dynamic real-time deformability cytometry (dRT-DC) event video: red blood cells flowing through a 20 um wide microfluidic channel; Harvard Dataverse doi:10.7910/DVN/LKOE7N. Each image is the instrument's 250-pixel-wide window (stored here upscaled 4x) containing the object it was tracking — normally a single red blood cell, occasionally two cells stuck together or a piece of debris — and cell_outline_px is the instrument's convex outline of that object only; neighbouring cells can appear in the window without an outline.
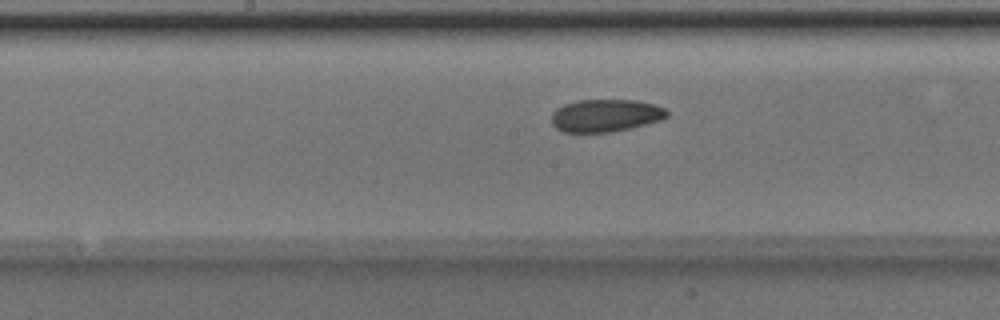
{"species": "Egyptian fruit bat (a non-hibernating species)", "species_latin": "Rousettus aegyptiacus", "temperature_condition": "room temperature", "stored_images_in_passage": 47, "camera_frame_rate_fps": 3000, "um_per_image_px": 0.085, "animal": {"sex": "male"}, "frame": {"image": 1, "passage_image": 22, "time_ms": 7.0, "image_size_px": [1000, 320], "cell_outline_px": [[668, 116], [660, 120], [612, 132], [564, 132], [556, 128], [552, 124], [552, 112], [556, 108], [564, 104], [576, 100], [636, 100], [656, 104], [664, 108], [668, 112]], "centroid_in_image_um": [51.45, 9.81], "position_along_channel_um": 196.7, "area_um2": 21.91}}
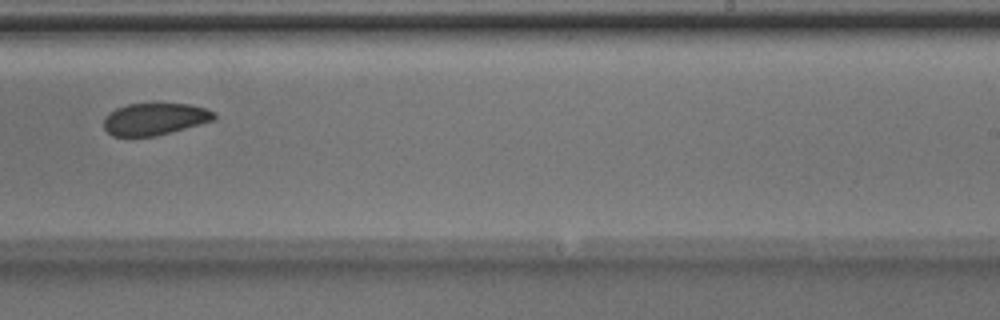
{"frame": {"image": 2, "passage_image": 28, "time_ms": 9.0, "image_size_px": [1000, 320], "cell_outline_px": [[216, 116], [212, 120], [172, 132], [156, 136], [112, 136], [104, 128], [104, 116], [108, 112], [116, 108], [128, 104], [188, 104], [204, 108], [216, 112]], "centroid_in_image_um": [13.11, 10.12], "position_along_channel_um": 275.9, "area_um2": 20.46}}
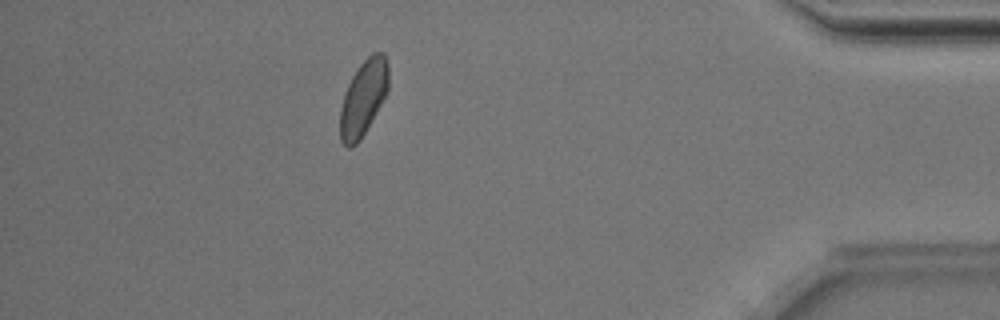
{"frame": {"image": 3, "passage_image": 41, "time_ms": 13.333, "image_size_px": [1000, 320], "cell_outline_px": [[388, 92], [360, 140], [352, 148], [348, 148], [340, 140], [340, 108], [344, 92], [352, 76], [360, 64], [372, 52], [384, 52], [388, 64]], "centroid_in_image_um": [30.88, 8.32], "position_along_channel_um": 404.3, "area_um2": 21.39}, "authors_computed_cell_mechanics": {"area_um2": 21.9062, "velocity_mm_per_s": 3.978, "shape_relaxation_time_tau1_ms": 7.3406, "shape_relaxation_time_tau2_ms": 2.2936, "deformation_change_tau1": 0.0841, "deformation_change_tau2": 0.0649}}